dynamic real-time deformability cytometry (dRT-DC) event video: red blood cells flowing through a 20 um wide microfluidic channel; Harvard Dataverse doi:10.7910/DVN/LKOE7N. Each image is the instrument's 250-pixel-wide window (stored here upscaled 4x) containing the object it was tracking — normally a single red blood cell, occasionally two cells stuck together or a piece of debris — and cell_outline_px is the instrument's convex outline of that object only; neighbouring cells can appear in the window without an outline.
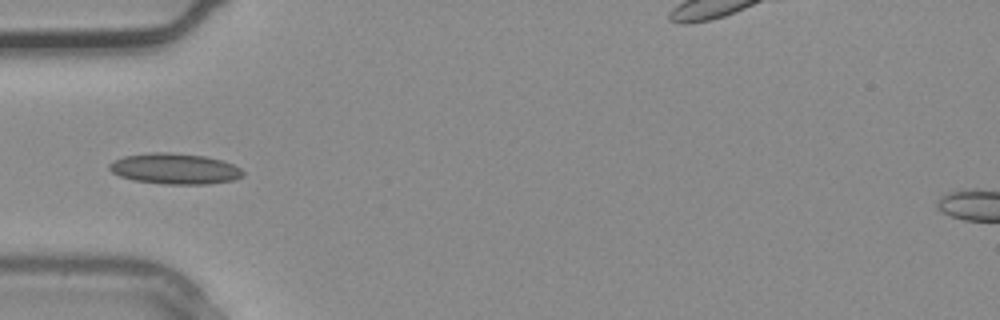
{"species": "common noctule bat (a hibernating species)", "species_latin": "Nyctalus noctula", "temperature_condition": "warm", "stored_images_in_passage": 1, "camera_frame_rate_fps": 3000, "um_per_image_px": 0.085, "animal": {"sex": "male", "body_mass_g": 20.4}, "frame": {"image": 1, "passage_image": 1, "time_ms": 0.0, "image_size_px": [1000, 320], "cell_outline_px": [[244, 176], [232, 180], [208, 184], [164, 184], [132, 180], [120, 176], [112, 172], [108, 168], [108, 164], [124, 156], [148, 152], [168, 152], [204, 156], [224, 160], [240, 168], [244, 172]], "centroid_in_image_um": [14.86, 14.34], "position_along_channel_um": 70.1, "area_um2": 24.04}}